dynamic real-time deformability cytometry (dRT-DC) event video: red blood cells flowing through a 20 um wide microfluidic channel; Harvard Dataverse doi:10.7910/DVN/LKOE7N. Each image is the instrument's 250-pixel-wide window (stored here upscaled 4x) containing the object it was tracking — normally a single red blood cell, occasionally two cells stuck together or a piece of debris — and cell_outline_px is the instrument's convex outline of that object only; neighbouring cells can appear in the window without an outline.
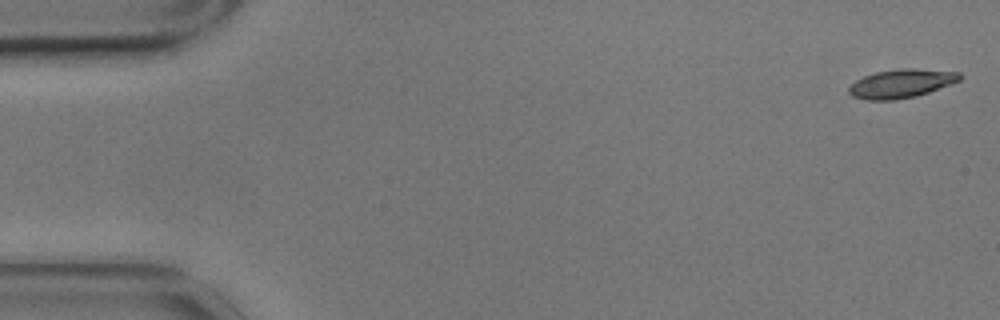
{"species": "common noctule bat (a hibernating species)", "species_latin": "Nyctalus noctula", "temperature_condition": "cold", "stored_images_in_passage": 5, "camera_frame_rate_fps": 3000, "um_per_image_px": 0.085, "animal": {"sex": "male", "body_mass_g": 17.9}, "frame": {"image": 1, "passage_image": 1, "time_ms": 0.0, "image_size_px": [1000, 320], "cell_outline_px": [[964, 76], [960, 80], [928, 92], [916, 96], [896, 100], [868, 100], [852, 96], [848, 92], [848, 88], [856, 80], [864, 76], [876, 72], [900, 68], [912, 68], [960, 72]], "centroid_in_image_um": [76.61, 7.1], "position_along_channel_um": 8.4, "area_um2": 18.5}}
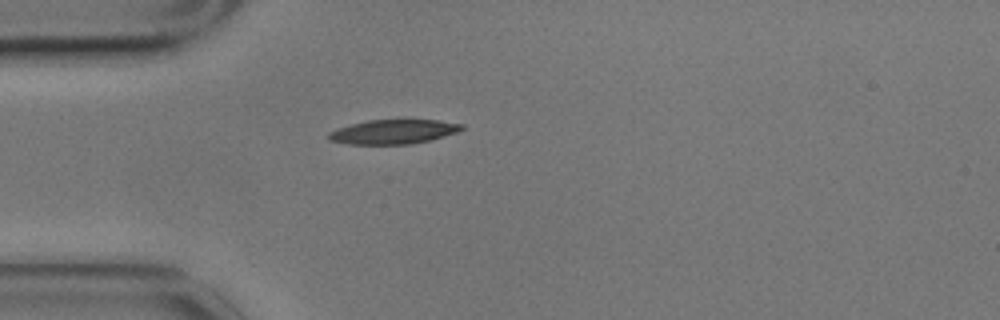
{"frame": {"image": 2, "passage_image": 4, "time_ms": 1.0, "image_size_px": [1000, 320], "cell_outline_px": [[464, 128], [456, 132], [444, 136], [428, 140], [408, 144], [348, 144], [328, 140], [328, 132], [352, 124], [368, 120], [436, 120], [464, 124]], "centroid_in_image_um": [33.43, 11.2], "position_along_channel_um": 51.6, "area_um2": 18.61}}